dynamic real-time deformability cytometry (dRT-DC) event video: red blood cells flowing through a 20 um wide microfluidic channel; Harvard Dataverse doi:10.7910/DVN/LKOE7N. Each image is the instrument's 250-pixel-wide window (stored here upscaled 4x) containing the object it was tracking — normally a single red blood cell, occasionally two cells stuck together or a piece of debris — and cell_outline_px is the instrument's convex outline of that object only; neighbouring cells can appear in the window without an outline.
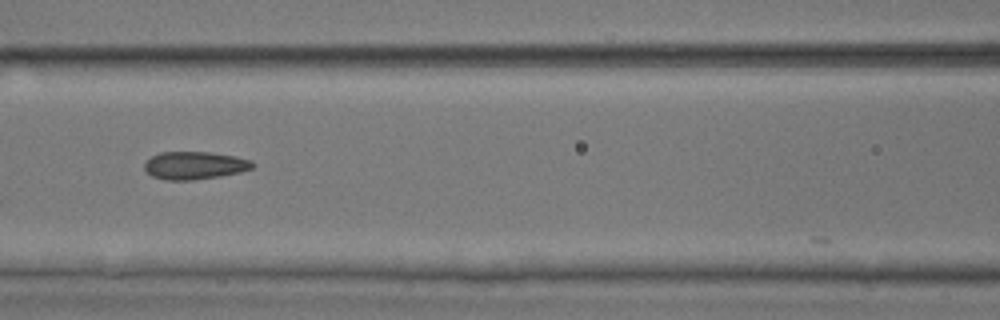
{"species": "common noctule bat (a hibernating species)", "species_latin": "Nyctalus noctula", "temperature_condition": "room temperature", "stored_images_in_passage": 36, "camera_frame_rate_fps": 3000, "um_per_image_px": 0.085, "animal": {"sex": "male", "body_mass_g": 17.9, "forearm_length_mm": 54.2}, "frame": {"image": 1, "passage_image": 12, "time_ms": 3.667, "image_size_px": [1000, 320], "cell_outline_px": [[256, 164], [252, 168], [240, 172], [220, 176], [192, 180], [164, 180], [152, 176], [144, 168], [144, 164], [152, 156], [160, 152], [208, 152], [236, 156], [252, 160]], "centroid_in_image_um": [16.57, 14.06], "position_along_channel_um": 150.0, "area_um2": 17.51}}